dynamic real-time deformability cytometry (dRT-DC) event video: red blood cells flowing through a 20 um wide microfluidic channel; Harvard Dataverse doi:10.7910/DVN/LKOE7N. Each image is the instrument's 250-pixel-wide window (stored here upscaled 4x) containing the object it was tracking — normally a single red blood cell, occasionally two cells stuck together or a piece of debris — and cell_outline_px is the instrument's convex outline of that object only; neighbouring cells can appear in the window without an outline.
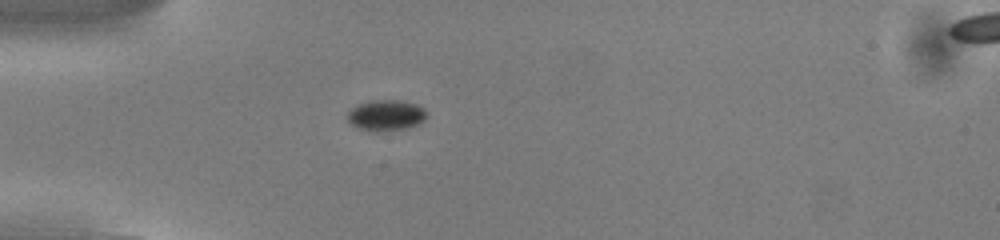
{"species": "common noctule bat (a hibernating species)", "species_latin": "Nyctalus noctula", "temperature_condition": "cold", "stored_images_in_passage": 55, "camera_frame_rate_fps": 3000, "um_per_image_px": 0.085, "animal": {"sex": "male", "body_mass_g": 13.0, "forearm_length_mm": 53.1}, "frame": {"image": 1, "passage_image": 17, "time_ms": 5.333, "image_size_px": [1000, 240], "cell_outline_px": [[428, 112], [424, 120], [420, 124], [404, 128], [376, 132], [372, 132], [356, 128], [348, 120], [348, 112], [352, 108], [360, 104], [372, 100], [400, 100], [416, 104], [424, 108]], "centroid_in_image_um": [32.83, 9.8], "position_along_channel_um": 52.2, "area_um2": 14.28}}
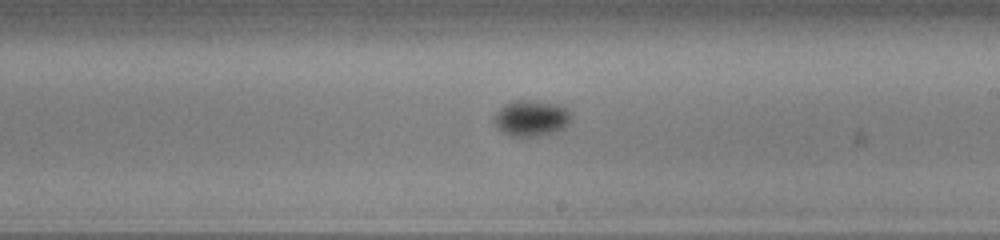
{"frame": {"image": 2, "passage_image": 33, "time_ms": 10.667, "image_size_px": [1000, 240], "cell_outline_px": [[572, 120], [564, 128], [556, 132], [540, 136], [512, 136], [504, 132], [492, 120], [496, 112], [504, 104], [516, 100], [536, 100], [552, 104], [564, 108], [572, 112]], "centroid_in_image_um": [45.18, 10.05], "position_along_channel_um": 243.8, "area_um2": 16.13}}
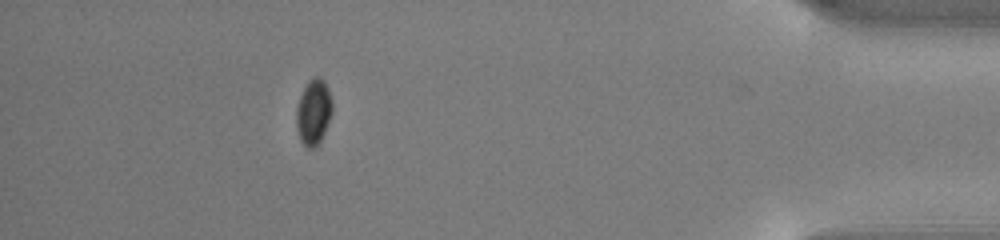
{"frame": {"image": 3, "passage_image": 50, "time_ms": 16.333, "image_size_px": [1000, 240], "cell_outline_px": [[332, 112], [324, 132], [320, 140], [312, 148], [308, 148], [300, 140], [296, 128], [296, 108], [300, 96], [308, 80], [312, 76], [320, 76], [324, 80], [328, 88], [332, 100]], "centroid_in_image_um": [26.64, 9.47], "position_along_channel_um": 408.6, "area_um2": 13.7}, "authors_computed_cell_mechanics": {"area_um2": 13.8142, "velocity_mm_per_s": 3.8238, "shape_relaxation_time_tau1_ms": 1.1225, "shape_relaxation_time_tau2_ms": null, "deformation_change_tau1": 0.0525, "deformation_change_tau2": null}}